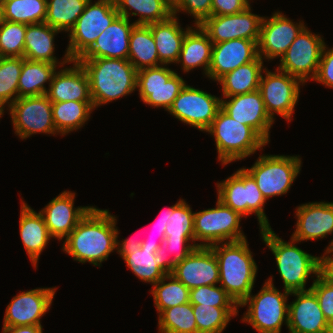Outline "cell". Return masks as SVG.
<instances>
[{
	"instance_id": "1",
	"label": "cell",
	"mask_w": 333,
	"mask_h": 333,
	"mask_svg": "<svg viewBox=\"0 0 333 333\" xmlns=\"http://www.w3.org/2000/svg\"><path fill=\"white\" fill-rule=\"evenodd\" d=\"M117 219L107 209L92 207L64 239L62 250L79 263L100 266L116 251Z\"/></svg>"
},
{
	"instance_id": "2",
	"label": "cell",
	"mask_w": 333,
	"mask_h": 333,
	"mask_svg": "<svg viewBox=\"0 0 333 333\" xmlns=\"http://www.w3.org/2000/svg\"><path fill=\"white\" fill-rule=\"evenodd\" d=\"M209 247L218 261L220 286L239 306L252 293L258 270L247 239Z\"/></svg>"
},
{
	"instance_id": "3",
	"label": "cell",
	"mask_w": 333,
	"mask_h": 333,
	"mask_svg": "<svg viewBox=\"0 0 333 333\" xmlns=\"http://www.w3.org/2000/svg\"><path fill=\"white\" fill-rule=\"evenodd\" d=\"M88 74L94 109L137 90L136 68L125 59H78Z\"/></svg>"
},
{
	"instance_id": "4",
	"label": "cell",
	"mask_w": 333,
	"mask_h": 333,
	"mask_svg": "<svg viewBox=\"0 0 333 333\" xmlns=\"http://www.w3.org/2000/svg\"><path fill=\"white\" fill-rule=\"evenodd\" d=\"M263 242L275 256L277 269L288 292L308 291L305 288L311 274L317 276L322 272V256H313L295 245L292 239L284 241L272 230L265 228L260 231Z\"/></svg>"
},
{
	"instance_id": "5",
	"label": "cell",
	"mask_w": 333,
	"mask_h": 333,
	"mask_svg": "<svg viewBox=\"0 0 333 333\" xmlns=\"http://www.w3.org/2000/svg\"><path fill=\"white\" fill-rule=\"evenodd\" d=\"M205 132L215 139L218 160L224 167L246 159L268 144L252 127L234 120L221 108Z\"/></svg>"
},
{
	"instance_id": "6",
	"label": "cell",
	"mask_w": 333,
	"mask_h": 333,
	"mask_svg": "<svg viewBox=\"0 0 333 333\" xmlns=\"http://www.w3.org/2000/svg\"><path fill=\"white\" fill-rule=\"evenodd\" d=\"M289 295L286 290L281 293L276 289L273 278H268L256 295L251 293L239 305L242 308L248 304L242 321L252 325L259 333H281L283 323L288 326Z\"/></svg>"
},
{
	"instance_id": "7",
	"label": "cell",
	"mask_w": 333,
	"mask_h": 333,
	"mask_svg": "<svg viewBox=\"0 0 333 333\" xmlns=\"http://www.w3.org/2000/svg\"><path fill=\"white\" fill-rule=\"evenodd\" d=\"M217 197L227 207H230L242 217L254 213L259 222L260 231L271 228L264 212L267 201L259 190L256 181L243 168L237 170L227 179L217 182Z\"/></svg>"
},
{
	"instance_id": "8",
	"label": "cell",
	"mask_w": 333,
	"mask_h": 333,
	"mask_svg": "<svg viewBox=\"0 0 333 333\" xmlns=\"http://www.w3.org/2000/svg\"><path fill=\"white\" fill-rule=\"evenodd\" d=\"M119 16L114 0H89L84 12L69 31L66 53L78 60L96 41L97 37Z\"/></svg>"
},
{
	"instance_id": "9",
	"label": "cell",
	"mask_w": 333,
	"mask_h": 333,
	"mask_svg": "<svg viewBox=\"0 0 333 333\" xmlns=\"http://www.w3.org/2000/svg\"><path fill=\"white\" fill-rule=\"evenodd\" d=\"M301 158L288 155H261L251 168H244L256 181L262 195L271 197L286 194L301 170Z\"/></svg>"
},
{
	"instance_id": "10",
	"label": "cell",
	"mask_w": 333,
	"mask_h": 333,
	"mask_svg": "<svg viewBox=\"0 0 333 333\" xmlns=\"http://www.w3.org/2000/svg\"><path fill=\"white\" fill-rule=\"evenodd\" d=\"M242 218L217 198L215 208L194 213L195 242L201 241L199 246L209 247L216 243L246 239L240 226Z\"/></svg>"
},
{
	"instance_id": "11",
	"label": "cell",
	"mask_w": 333,
	"mask_h": 333,
	"mask_svg": "<svg viewBox=\"0 0 333 333\" xmlns=\"http://www.w3.org/2000/svg\"><path fill=\"white\" fill-rule=\"evenodd\" d=\"M325 42L323 37L313 34L305 27L280 58L279 70L298 78L303 84L314 80Z\"/></svg>"
},
{
	"instance_id": "12",
	"label": "cell",
	"mask_w": 333,
	"mask_h": 333,
	"mask_svg": "<svg viewBox=\"0 0 333 333\" xmlns=\"http://www.w3.org/2000/svg\"><path fill=\"white\" fill-rule=\"evenodd\" d=\"M275 69V72H271L265 67V76L261 75L258 90L269 116L274 120L276 113L290 122L299 99L300 85L303 86V83L287 72Z\"/></svg>"
},
{
	"instance_id": "13",
	"label": "cell",
	"mask_w": 333,
	"mask_h": 333,
	"mask_svg": "<svg viewBox=\"0 0 333 333\" xmlns=\"http://www.w3.org/2000/svg\"><path fill=\"white\" fill-rule=\"evenodd\" d=\"M15 134L22 140L33 134L58 135L52 102L46 95L17 98L8 108Z\"/></svg>"
},
{
	"instance_id": "14",
	"label": "cell",
	"mask_w": 333,
	"mask_h": 333,
	"mask_svg": "<svg viewBox=\"0 0 333 333\" xmlns=\"http://www.w3.org/2000/svg\"><path fill=\"white\" fill-rule=\"evenodd\" d=\"M186 81L167 65L138 70L137 89L140 99L147 105L163 107L166 111L172 106Z\"/></svg>"
},
{
	"instance_id": "15",
	"label": "cell",
	"mask_w": 333,
	"mask_h": 333,
	"mask_svg": "<svg viewBox=\"0 0 333 333\" xmlns=\"http://www.w3.org/2000/svg\"><path fill=\"white\" fill-rule=\"evenodd\" d=\"M221 108V98L186 84L168 112L182 123L206 131Z\"/></svg>"
},
{
	"instance_id": "16",
	"label": "cell",
	"mask_w": 333,
	"mask_h": 333,
	"mask_svg": "<svg viewBox=\"0 0 333 333\" xmlns=\"http://www.w3.org/2000/svg\"><path fill=\"white\" fill-rule=\"evenodd\" d=\"M251 6L244 11L206 18L200 27L207 33L213 43L232 39L258 41L263 16L251 12Z\"/></svg>"
},
{
	"instance_id": "17",
	"label": "cell",
	"mask_w": 333,
	"mask_h": 333,
	"mask_svg": "<svg viewBox=\"0 0 333 333\" xmlns=\"http://www.w3.org/2000/svg\"><path fill=\"white\" fill-rule=\"evenodd\" d=\"M305 27L303 21L295 23L280 11L274 12L270 18L263 16L257 43L258 55L268 61L281 58Z\"/></svg>"
},
{
	"instance_id": "18",
	"label": "cell",
	"mask_w": 333,
	"mask_h": 333,
	"mask_svg": "<svg viewBox=\"0 0 333 333\" xmlns=\"http://www.w3.org/2000/svg\"><path fill=\"white\" fill-rule=\"evenodd\" d=\"M56 290L48 287L21 291L7 305L3 327L42 326L40 319L50 310Z\"/></svg>"
},
{
	"instance_id": "19",
	"label": "cell",
	"mask_w": 333,
	"mask_h": 333,
	"mask_svg": "<svg viewBox=\"0 0 333 333\" xmlns=\"http://www.w3.org/2000/svg\"><path fill=\"white\" fill-rule=\"evenodd\" d=\"M224 99L221 97V109L225 113L252 127L267 143L270 142V129L275 120L267 113L259 90Z\"/></svg>"
},
{
	"instance_id": "20",
	"label": "cell",
	"mask_w": 333,
	"mask_h": 333,
	"mask_svg": "<svg viewBox=\"0 0 333 333\" xmlns=\"http://www.w3.org/2000/svg\"><path fill=\"white\" fill-rule=\"evenodd\" d=\"M171 274L189 290L219 284V265L210 247L193 249L181 263L174 266Z\"/></svg>"
},
{
	"instance_id": "21",
	"label": "cell",
	"mask_w": 333,
	"mask_h": 333,
	"mask_svg": "<svg viewBox=\"0 0 333 333\" xmlns=\"http://www.w3.org/2000/svg\"><path fill=\"white\" fill-rule=\"evenodd\" d=\"M75 192L63 191L39 212L43 216L50 236L61 241L75 228L93 206L74 207Z\"/></svg>"
},
{
	"instance_id": "22",
	"label": "cell",
	"mask_w": 333,
	"mask_h": 333,
	"mask_svg": "<svg viewBox=\"0 0 333 333\" xmlns=\"http://www.w3.org/2000/svg\"><path fill=\"white\" fill-rule=\"evenodd\" d=\"M296 229L291 238L297 242L317 240L333 234V202H312L296 207ZM333 246V240L327 248Z\"/></svg>"
},
{
	"instance_id": "23",
	"label": "cell",
	"mask_w": 333,
	"mask_h": 333,
	"mask_svg": "<svg viewBox=\"0 0 333 333\" xmlns=\"http://www.w3.org/2000/svg\"><path fill=\"white\" fill-rule=\"evenodd\" d=\"M257 43L247 39L213 43L208 78L216 82L224 74L254 61L259 56Z\"/></svg>"
},
{
	"instance_id": "24",
	"label": "cell",
	"mask_w": 333,
	"mask_h": 333,
	"mask_svg": "<svg viewBox=\"0 0 333 333\" xmlns=\"http://www.w3.org/2000/svg\"><path fill=\"white\" fill-rule=\"evenodd\" d=\"M296 299L288 307L289 333H321L332 326L325 319L315 294L311 291L291 292Z\"/></svg>"
},
{
	"instance_id": "25",
	"label": "cell",
	"mask_w": 333,
	"mask_h": 333,
	"mask_svg": "<svg viewBox=\"0 0 333 333\" xmlns=\"http://www.w3.org/2000/svg\"><path fill=\"white\" fill-rule=\"evenodd\" d=\"M71 63L53 74L45 94L51 102L92 101L87 72L78 60Z\"/></svg>"
},
{
	"instance_id": "26",
	"label": "cell",
	"mask_w": 333,
	"mask_h": 333,
	"mask_svg": "<svg viewBox=\"0 0 333 333\" xmlns=\"http://www.w3.org/2000/svg\"><path fill=\"white\" fill-rule=\"evenodd\" d=\"M130 19L118 16L79 59L115 58L128 60L129 40L133 27Z\"/></svg>"
},
{
	"instance_id": "27",
	"label": "cell",
	"mask_w": 333,
	"mask_h": 333,
	"mask_svg": "<svg viewBox=\"0 0 333 333\" xmlns=\"http://www.w3.org/2000/svg\"><path fill=\"white\" fill-rule=\"evenodd\" d=\"M20 212V238L30 258L33 267L37 263L42 251L52 238L40 212L34 211L27 203L21 200Z\"/></svg>"
},
{
	"instance_id": "28",
	"label": "cell",
	"mask_w": 333,
	"mask_h": 333,
	"mask_svg": "<svg viewBox=\"0 0 333 333\" xmlns=\"http://www.w3.org/2000/svg\"><path fill=\"white\" fill-rule=\"evenodd\" d=\"M58 33H60V31L45 22L27 25L24 38V58L30 61L58 64L60 67L71 63V59L66 52L62 59L63 61L58 62L56 56H54V38Z\"/></svg>"
},
{
	"instance_id": "29",
	"label": "cell",
	"mask_w": 333,
	"mask_h": 333,
	"mask_svg": "<svg viewBox=\"0 0 333 333\" xmlns=\"http://www.w3.org/2000/svg\"><path fill=\"white\" fill-rule=\"evenodd\" d=\"M148 26L151 29L155 41L159 61L163 65L176 64L180 56L186 32L191 26L183 29L179 23L178 17L175 15H172L165 21L152 23Z\"/></svg>"
},
{
	"instance_id": "30",
	"label": "cell",
	"mask_w": 333,
	"mask_h": 333,
	"mask_svg": "<svg viewBox=\"0 0 333 333\" xmlns=\"http://www.w3.org/2000/svg\"><path fill=\"white\" fill-rule=\"evenodd\" d=\"M193 27L194 29H192ZM193 27L186 32L177 64H181L185 73L203 67V72L208 77L213 42L200 25Z\"/></svg>"
},
{
	"instance_id": "31",
	"label": "cell",
	"mask_w": 333,
	"mask_h": 333,
	"mask_svg": "<svg viewBox=\"0 0 333 333\" xmlns=\"http://www.w3.org/2000/svg\"><path fill=\"white\" fill-rule=\"evenodd\" d=\"M263 59L258 56L254 61L241 65L220 77L217 82L222 87L223 97H232L258 90L263 73Z\"/></svg>"
},
{
	"instance_id": "32",
	"label": "cell",
	"mask_w": 333,
	"mask_h": 333,
	"mask_svg": "<svg viewBox=\"0 0 333 333\" xmlns=\"http://www.w3.org/2000/svg\"><path fill=\"white\" fill-rule=\"evenodd\" d=\"M114 2L120 16L129 19L130 16L139 15L140 18L134 22L136 25L162 22L173 15L171 0H114Z\"/></svg>"
},
{
	"instance_id": "33",
	"label": "cell",
	"mask_w": 333,
	"mask_h": 333,
	"mask_svg": "<svg viewBox=\"0 0 333 333\" xmlns=\"http://www.w3.org/2000/svg\"><path fill=\"white\" fill-rule=\"evenodd\" d=\"M93 110V101L52 102L53 122L57 133L64 136L82 128Z\"/></svg>"
},
{
	"instance_id": "34",
	"label": "cell",
	"mask_w": 333,
	"mask_h": 333,
	"mask_svg": "<svg viewBox=\"0 0 333 333\" xmlns=\"http://www.w3.org/2000/svg\"><path fill=\"white\" fill-rule=\"evenodd\" d=\"M56 64L30 61L23 57L21 74L18 81V98L45 95L52 76L57 69Z\"/></svg>"
},
{
	"instance_id": "35",
	"label": "cell",
	"mask_w": 333,
	"mask_h": 333,
	"mask_svg": "<svg viewBox=\"0 0 333 333\" xmlns=\"http://www.w3.org/2000/svg\"><path fill=\"white\" fill-rule=\"evenodd\" d=\"M128 61L136 68L157 67L159 61L155 41L148 25H135L130 34Z\"/></svg>"
},
{
	"instance_id": "36",
	"label": "cell",
	"mask_w": 333,
	"mask_h": 333,
	"mask_svg": "<svg viewBox=\"0 0 333 333\" xmlns=\"http://www.w3.org/2000/svg\"><path fill=\"white\" fill-rule=\"evenodd\" d=\"M158 221L165 229V239H195L194 212L184 199L161 211Z\"/></svg>"
},
{
	"instance_id": "37",
	"label": "cell",
	"mask_w": 333,
	"mask_h": 333,
	"mask_svg": "<svg viewBox=\"0 0 333 333\" xmlns=\"http://www.w3.org/2000/svg\"><path fill=\"white\" fill-rule=\"evenodd\" d=\"M158 248L136 247L130 250V254L126 255L123 260L127 267L142 282L155 285L167 273L155 262L156 250Z\"/></svg>"
},
{
	"instance_id": "38",
	"label": "cell",
	"mask_w": 333,
	"mask_h": 333,
	"mask_svg": "<svg viewBox=\"0 0 333 333\" xmlns=\"http://www.w3.org/2000/svg\"><path fill=\"white\" fill-rule=\"evenodd\" d=\"M89 0H47L45 23L58 31L69 32L84 12Z\"/></svg>"
},
{
	"instance_id": "39",
	"label": "cell",
	"mask_w": 333,
	"mask_h": 333,
	"mask_svg": "<svg viewBox=\"0 0 333 333\" xmlns=\"http://www.w3.org/2000/svg\"><path fill=\"white\" fill-rule=\"evenodd\" d=\"M152 287L150 292L158 315L170 307L189 303L190 290L172 274H166Z\"/></svg>"
},
{
	"instance_id": "40",
	"label": "cell",
	"mask_w": 333,
	"mask_h": 333,
	"mask_svg": "<svg viewBox=\"0 0 333 333\" xmlns=\"http://www.w3.org/2000/svg\"><path fill=\"white\" fill-rule=\"evenodd\" d=\"M4 20L30 24L44 23L47 0H6L3 4Z\"/></svg>"
},
{
	"instance_id": "41",
	"label": "cell",
	"mask_w": 333,
	"mask_h": 333,
	"mask_svg": "<svg viewBox=\"0 0 333 333\" xmlns=\"http://www.w3.org/2000/svg\"><path fill=\"white\" fill-rule=\"evenodd\" d=\"M158 316L160 333H198L190 302L165 309Z\"/></svg>"
},
{
	"instance_id": "42",
	"label": "cell",
	"mask_w": 333,
	"mask_h": 333,
	"mask_svg": "<svg viewBox=\"0 0 333 333\" xmlns=\"http://www.w3.org/2000/svg\"><path fill=\"white\" fill-rule=\"evenodd\" d=\"M198 333H222L231 318L238 315L239 308H221L192 304Z\"/></svg>"
},
{
	"instance_id": "43",
	"label": "cell",
	"mask_w": 333,
	"mask_h": 333,
	"mask_svg": "<svg viewBox=\"0 0 333 333\" xmlns=\"http://www.w3.org/2000/svg\"><path fill=\"white\" fill-rule=\"evenodd\" d=\"M23 57H2L0 60V105L5 109L18 98V81Z\"/></svg>"
},
{
	"instance_id": "44",
	"label": "cell",
	"mask_w": 333,
	"mask_h": 333,
	"mask_svg": "<svg viewBox=\"0 0 333 333\" xmlns=\"http://www.w3.org/2000/svg\"><path fill=\"white\" fill-rule=\"evenodd\" d=\"M190 241L194 243L190 244ZM197 247L199 244L195 243V239H165L155 252V262L167 274H171L174 266L181 263ZM171 255L173 257L170 259Z\"/></svg>"
},
{
	"instance_id": "45",
	"label": "cell",
	"mask_w": 333,
	"mask_h": 333,
	"mask_svg": "<svg viewBox=\"0 0 333 333\" xmlns=\"http://www.w3.org/2000/svg\"><path fill=\"white\" fill-rule=\"evenodd\" d=\"M27 24L4 20L0 24V53L2 57H24Z\"/></svg>"
},
{
	"instance_id": "46",
	"label": "cell",
	"mask_w": 333,
	"mask_h": 333,
	"mask_svg": "<svg viewBox=\"0 0 333 333\" xmlns=\"http://www.w3.org/2000/svg\"><path fill=\"white\" fill-rule=\"evenodd\" d=\"M189 302L221 308L239 307L227 292L217 285H204L190 289Z\"/></svg>"
},
{
	"instance_id": "47",
	"label": "cell",
	"mask_w": 333,
	"mask_h": 333,
	"mask_svg": "<svg viewBox=\"0 0 333 333\" xmlns=\"http://www.w3.org/2000/svg\"><path fill=\"white\" fill-rule=\"evenodd\" d=\"M310 290L317 297L325 319L333 327V281L321 272L316 276Z\"/></svg>"
},
{
	"instance_id": "48",
	"label": "cell",
	"mask_w": 333,
	"mask_h": 333,
	"mask_svg": "<svg viewBox=\"0 0 333 333\" xmlns=\"http://www.w3.org/2000/svg\"><path fill=\"white\" fill-rule=\"evenodd\" d=\"M173 15L181 11L190 14L195 19V25H200L211 17L212 0H171Z\"/></svg>"
},
{
	"instance_id": "49",
	"label": "cell",
	"mask_w": 333,
	"mask_h": 333,
	"mask_svg": "<svg viewBox=\"0 0 333 333\" xmlns=\"http://www.w3.org/2000/svg\"><path fill=\"white\" fill-rule=\"evenodd\" d=\"M313 81L333 89V47L329 49L325 44L318 72Z\"/></svg>"
},
{
	"instance_id": "50",
	"label": "cell",
	"mask_w": 333,
	"mask_h": 333,
	"mask_svg": "<svg viewBox=\"0 0 333 333\" xmlns=\"http://www.w3.org/2000/svg\"><path fill=\"white\" fill-rule=\"evenodd\" d=\"M250 0H212L211 16L231 15L244 11Z\"/></svg>"
},
{
	"instance_id": "51",
	"label": "cell",
	"mask_w": 333,
	"mask_h": 333,
	"mask_svg": "<svg viewBox=\"0 0 333 333\" xmlns=\"http://www.w3.org/2000/svg\"><path fill=\"white\" fill-rule=\"evenodd\" d=\"M119 231H117V243L116 251L123 259L126 255L130 254V250L136 249V247H141L144 239H123L121 242L118 240Z\"/></svg>"
},
{
	"instance_id": "52",
	"label": "cell",
	"mask_w": 333,
	"mask_h": 333,
	"mask_svg": "<svg viewBox=\"0 0 333 333\" xmlns=\"http://www.w3.org/2000/svg\"><path fill=\"white\" fill-rule=\"evenodd\" d=\"M153 229H155L157 232L158 240L155 241L154 239H152L153 237L149 235L146 239L144 238L141 247L159 248L160 245L164 242L165 229H163V226L160 223H155L153 225Z\"/></svg>"
},
{
	"instance_id": "53",
	"label": "cell",
	"mask_w": 333,
	"mask_h": 333,
	"mask_svg": "<svg viewBox=\"0 0 333 333\" xmlns=\"http://www.w3.org/2000/svg\"><path fill=\"white\" fill-rule=\"evenodd\" d=\"M333 246L327 248L322 256V272L333 281ZM332 255V256H331Z\"/></svg>"
},
{
	"instance_id": "54",
	"label": "cell",
	"mask_w": 333,
	"mask_h": 333,
	"mask_svg": "<svg viewBox=\"0 0 333 333\" xmlns=\"http://www.w3.org/2000/svg\"><path fill=\"white\" fill-rule=\"evenodd\" d=\"M43 326H12V327H3L2 333H43Z\"/></svg>"
},
{
	"instance_id": "55",
	"label": "cell",
	"mask_w": 333,
	"mask_h": 333,
	"mask_svg": "<svg viewBox=\"0 0 333 333\" xmlns=\"http://www.w3.org/2000/svg\"><path fill=\"white\" fill-rule=\"evenodd\" d=\"M4 21L3 4L0 3V24Z\"/></svg>"
},
{
	"instance_id": "56",
	"label": "cell",
	"mask_w": 333,
	"mask_h": 333,
	"mask_svg": "<svg viewBox=\"0 0 333 333\" xmlns=\"http://www.w3.org/2000/svg\"><path fill=\"white\" fill-rule=\"evenodd\" d=\"M4 108L0 105V117H2L3 116V114H4Z\"/></svg>"
},
{
	"instance_id": "57",
	"label": "cell",
	"mask_w": 333,
	"mask_h": 333,
	"mask_svg": "<svg viewBox=\"0 0 333 333\" xmlns=\"http://www.w3.org/2000/svg\"><path fill=\"white\" fill-rule=\"evenodd\" d=\"M321 333H333V327L331 329H328V330H326L324 332H321Z\"/></svg>"
},
{
	"instance_id": "58",
	"label": "cell",
	"mask_w": 333,
	"mask_h": 333,
	"mask_svg": "<svg viewBox=\"0 0 333 333\" xmlns=\"http://www.w3.org/2000/svg\"><path fill=\"white\" fill-rule=\"evenodd\" d=\"M5 1H6V0H0V3H1V4H4Z\"/></svg>"
}]
</instances>
